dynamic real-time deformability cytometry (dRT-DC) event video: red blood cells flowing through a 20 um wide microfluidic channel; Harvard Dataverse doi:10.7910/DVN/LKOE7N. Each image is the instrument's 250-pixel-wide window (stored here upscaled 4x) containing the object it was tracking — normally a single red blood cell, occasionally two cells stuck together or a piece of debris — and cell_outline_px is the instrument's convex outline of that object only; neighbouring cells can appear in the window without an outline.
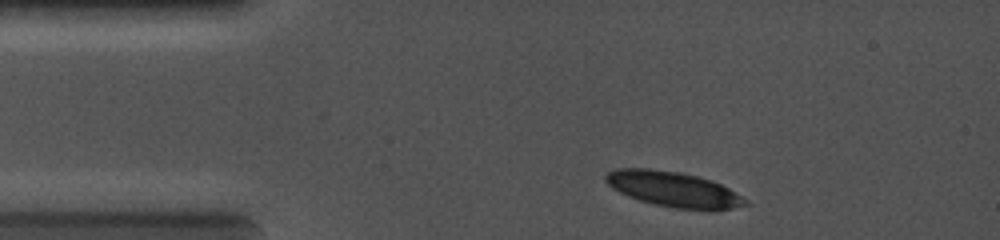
{"species": "common noctule bat (a hibernating species)", "species_latin": "Nyctalus noctula", "temperature_condition": "cold", "stored_images_in_passage": 5, "camera_frame_rate_fps": 5000, "um_per_image_px": 0.085, "animal": {"sex": "female", "body_mass_g": 19.0, "forearm_length_mm": 56.7}, "frame": {"image": 1, "passage_image": 3, "time_ms": 0.6, "image_size_px": [1000, 240], "cell_outline_px": [[752, 204], [716, 212], [676, 208], [656, 204], [640, 200], [628, 196], [612, 188], [604, 180], [604, 176], [608, 172], [616, 168], [648, 168], [680, 172], [712, 180], [736, 192], [748, 200]], "centroid_in_image_um": [57.31, 16.11], "position_along_channel_um": 27.7, "area_um2": 29.13}}